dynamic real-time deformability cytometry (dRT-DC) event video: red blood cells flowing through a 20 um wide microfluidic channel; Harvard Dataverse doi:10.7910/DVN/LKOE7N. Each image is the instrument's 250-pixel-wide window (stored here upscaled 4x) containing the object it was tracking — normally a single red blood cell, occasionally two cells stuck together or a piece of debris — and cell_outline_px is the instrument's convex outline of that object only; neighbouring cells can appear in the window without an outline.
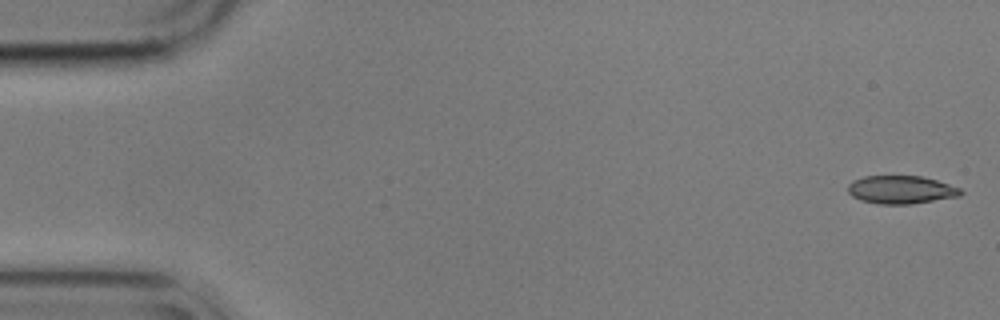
{"species": "common noctule bat (a hibernating species)", "species_latin": "Nyctalus noctula", "temperature_condition": "cold", "stored_images_in_passage": 56, "camera_frame_rate_fps": 3000, "um_per_image_px": 0.085, "animal": {"sex": "male", "body_mass_g": 17.9}, "frame": {"image": 1, "passage_image": 1, "time_ms": 0.0, "image_size_px": [1000, 320], "cell_outline_px": [[964, 192], [960, 196], [912, 204], [880, 204], [860, 200], [852, 196], [848, 192], [848, 184], [852, 180], [864, 176], [920, 176], [936, 180], [960, 188]], "centroid_in_image_um": [76.57, 16.13], "position_along_channel_um": 8.4, "area_um2": 18.5}}
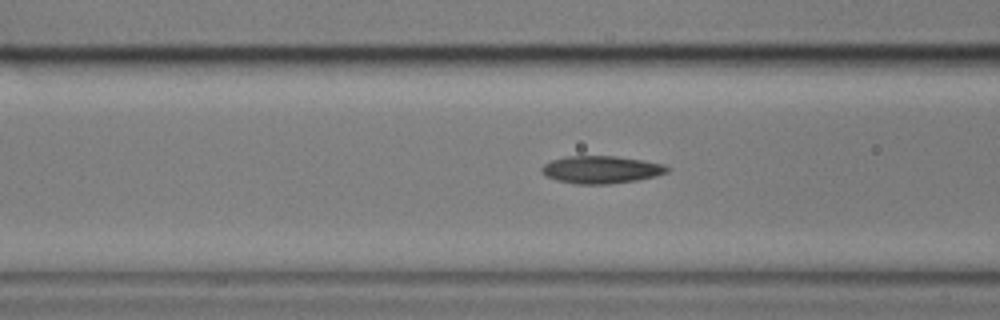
{"frame": {"image": 2, "passage_image": 21, "time_ms": 6.667, "image_size_px": [1000, 320], "cell_outline_px": [[672, 168], [668, 172], [656, 176], [636, 180], [608, 184], [576, 184], [556, 180], [540, 172], [540, 168], [544, 164], [552, 160], [568, 156], [616, 156], [664, 164]], "centroid_in_image_um": [51.11, 14.42], "position_along_channel_um": 115.5, "area_um2": 20.11}}
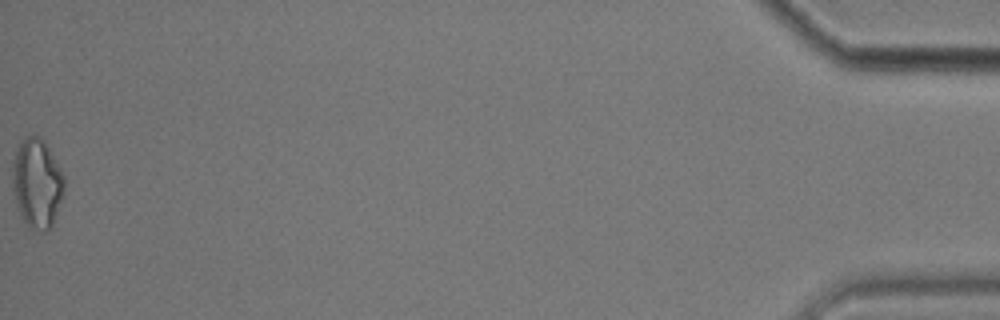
{"frame": {"image": 3, "passage_image": 56, "time_ms": 18.333, "image_size_px": [1000, 320], "cell_outline_px": [[64, 188], [52, 224], [44, 232], [28, 228], [16, 204], [12, 184], [12, 164], [16, 148], [20, 140], [24, 136], [40, 136], [44, 140], [64, 176]], "centroid_in_image_um": [3.11, 15.53], "position_along_channel_um": 432.1, "area_um2": 26.76}, "authors_computed_cell_mechanics": {"area_um2": 19.5364, "velocity_mm_per_s": 3.5558, "shape_relaxation_time_tau1_ms": 9.9462, "shape_relaxation_time_tau2_ms": 5.1865, "deformation_change_tau1": 0.1885, "deformation_change_tau2": 0.1307}}